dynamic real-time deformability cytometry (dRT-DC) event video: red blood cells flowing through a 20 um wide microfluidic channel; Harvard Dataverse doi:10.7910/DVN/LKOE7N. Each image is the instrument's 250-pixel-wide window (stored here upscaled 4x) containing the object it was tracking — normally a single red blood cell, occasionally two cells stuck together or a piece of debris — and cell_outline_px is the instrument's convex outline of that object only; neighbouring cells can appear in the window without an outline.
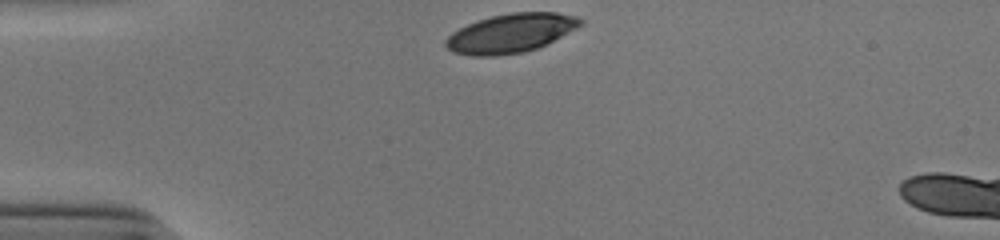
{"species": "human", "species_latin": "Homo sapiens", "temperature_condition": "cold", "stored_images_in_passage": 31, "camera_frame_rate_fps": 3000, "um_per_image_px": 0.085, "donor": {"sex": "male"}, "frame": {"image": 1, "passage_image": 1, "time_ms": 0.0, "image_size_px": [1000, 240], "cell_outline_px": [[584, 24], [536, 48], [524, 52], [496, 56], [472, 56], [452, 52], [444, 44], [444, 40], [452, 32], [476, 20], [492, 16], [512, 12], [556, 12], [576, 16], [584, 20]], "centroid_in_image_um": [43.38, 2.82], "position_along_channel_um": 41.6, "area_um2": 30.46}}
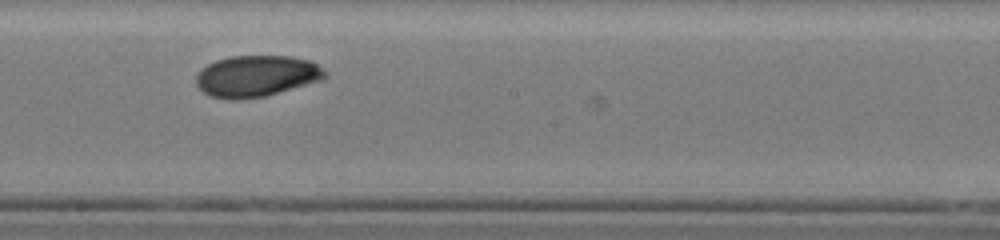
{"frame": {"image": 2, "passage_image": 18, "time_ms": 5.667, "image_size_px": [1000, 240], "cell_outline_px": [[328, 76], [324, 80], [264, 96], [236, 100], [232, 100], [212, 96], [204, 92], [196, 84], [196, 76], [200, 68], [216, 60], [232, 56], [288, 56], [308, 60], [316, 64], [328, 72]], "centroid_in_image_um": [21.82, 6.46], "position_along_channel_um": 226.4, "area_um2": 31.1}}
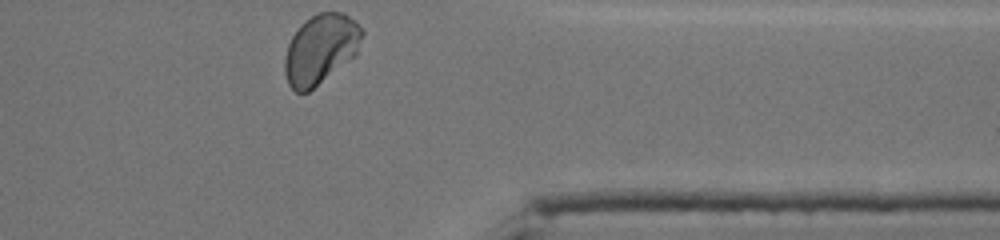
{"frame": {"image": 3, "passage_image": 31, "time_ms": 10.0, "image_size_px": [1000, 240], "cell_outline_px": [[364, 32], [356, 56], [308, 92], [296, 92], [288, 84], [284, 72], [284, 60], [288, 44], [292, 36], [300, 24], [304, 20], [320, 12], [344, 12], [356, 20], [364, 28]], "centroid_in_image_um": [27.28, 4.15], "position_along_channel_um": 384.1, "area_um2": 31.79}, "authors_computed_cell_mechanics": {"area_um2": 31.0964, "velocity_mm_per_s": 3.8484, "shape_relaxation_time_tau1_ms": 5.0264, "shape_relaxation_time_tau2_ms": 2.803, "deformation_change_tau1": 0.1419, "deformation_change_tau2": 0.0416}}